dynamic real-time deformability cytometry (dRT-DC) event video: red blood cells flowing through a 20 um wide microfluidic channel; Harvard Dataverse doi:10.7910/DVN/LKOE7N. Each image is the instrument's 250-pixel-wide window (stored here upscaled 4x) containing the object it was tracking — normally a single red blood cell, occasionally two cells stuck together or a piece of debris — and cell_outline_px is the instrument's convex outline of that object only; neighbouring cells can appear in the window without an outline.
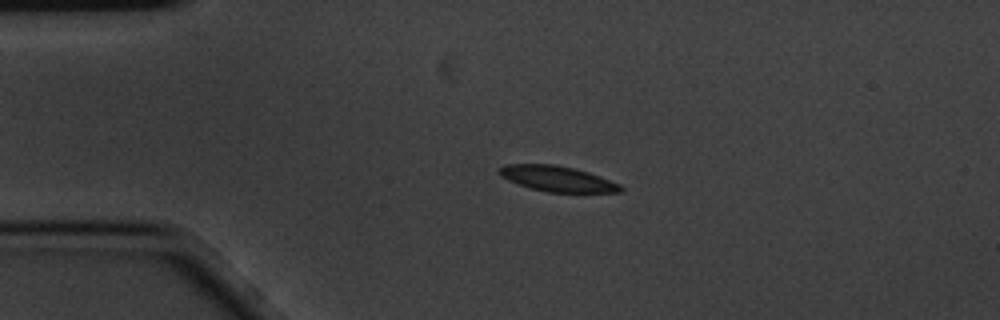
{"species": "common noctule bat (a hibernating species)", "species_latin": "Nyctalus noctula", "temperature_condition": "cold", "stored_images_in_passage": 4, "camera_frame_rate_fps": 3000, "um_per_image_px": 0.085, "animal": {"sex": "male", "body_mass_g": 20.1, "forearm_length_mm": 53.5}, "frame": {"image": 1, "passage_image": 3, "time_ms": 0.667, "image_size_px": [1000, 320], "cell_outline_px": [[624, 188], [620, 192], [548, 192], [532, 188], [508, 180], [500, 176], [496, 172], [496, 168], [504, 164], [556, 164], [588, 172], [600, 176], [620, 184]], "centroid_in_image_um": [47.33, 15.18], "position_along_channel_um": 37.7, "area_um2": 18.03}}